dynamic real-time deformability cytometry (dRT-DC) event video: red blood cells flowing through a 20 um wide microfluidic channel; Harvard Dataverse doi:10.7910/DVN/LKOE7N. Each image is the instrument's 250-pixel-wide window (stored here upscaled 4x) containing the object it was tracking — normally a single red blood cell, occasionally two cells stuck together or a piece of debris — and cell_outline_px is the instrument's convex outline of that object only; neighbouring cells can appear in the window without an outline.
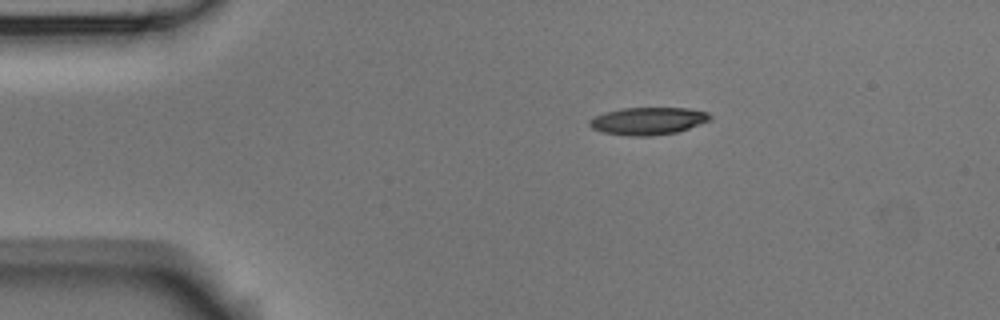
{"species": "Egyptian fruit bat (a non-hibernating species)", "species_latin": "Rousettus aegyptiacus", "temperature_condition": "room temperature", "stored_images_in_passage": 47, "camera_frame_rate_fps": 3000, "um_per_image_px": 0.085, "animal": {"sex": "male"}, "frame": {"image": 1, "passage_image": 1, "time_ms": 0.0, "image_size_px": [1000, 320], "cell_outline_px": [[712, 120], [676, 132], [652, 136], [628, 136], [604, 132], [592, 128], [588, 124], [588, 120], [604, 112], [620, 108], [688, 108], [708, 112], [712, 116]], "centroid_in_image_um": [55.09, 10.28], "position_along_channel_um": 29.9, "area_um2": 19.36}}
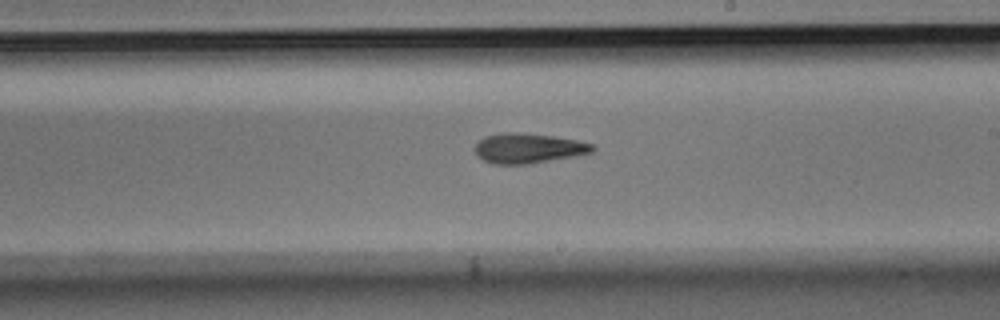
{"frame": {"image": 2, "passage_image": 23, "time_ms": 7.333, "image_size_px": [1000, 320], "cell_outline_px": [[596, 148], [592, 152], [576, 156], [532, 164], [492, 164], [476, 156], [472, 148], [484, 136], [504, 132], [516, 132], [552, 136], [576, 140], [592, 144]], "centroid_in_image_um": [44.86, 12.61], "position_along_channel_um": 244.1, "area_um2": 20.75}}
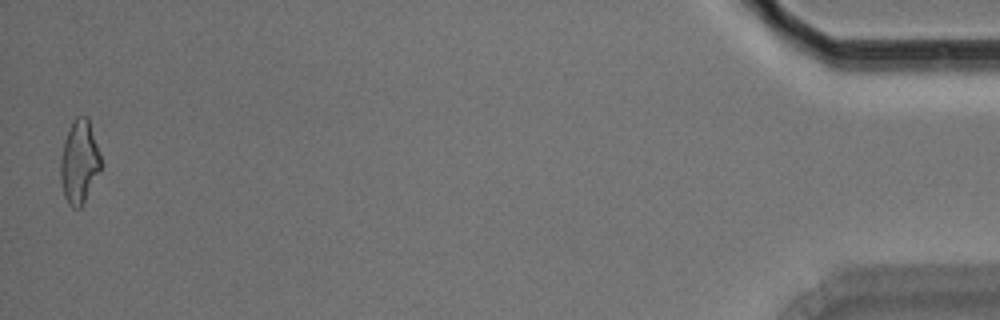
{"frame": {"image": 3, "passage_image": 46, "time_ms": 15.0, "image_size_px": [1000, 320], "cell_outline_px": [[100, 168], [80, 208], [72, 208], [68, 204], [64, 196], [60, 180], [60, 156], [64, 140], [72, 120], [76, 116], [88, 116], [100, 156]], "centroid_in_image_um": [6.69, 13.73], "position_along_channel_um": 428.5, "area_um2": 19.31}, "authors_computed_cell_mechanics": {"area_um2": 19.9988, "velocity_mm_per_s": 3.607, "shape_relaxation_time_tau1_ms": 5.7857, "shape_relaxation_time_tau2_ms": null, "deformation_change_tau1": 0.1763, "deformation_change_tau2": null}}